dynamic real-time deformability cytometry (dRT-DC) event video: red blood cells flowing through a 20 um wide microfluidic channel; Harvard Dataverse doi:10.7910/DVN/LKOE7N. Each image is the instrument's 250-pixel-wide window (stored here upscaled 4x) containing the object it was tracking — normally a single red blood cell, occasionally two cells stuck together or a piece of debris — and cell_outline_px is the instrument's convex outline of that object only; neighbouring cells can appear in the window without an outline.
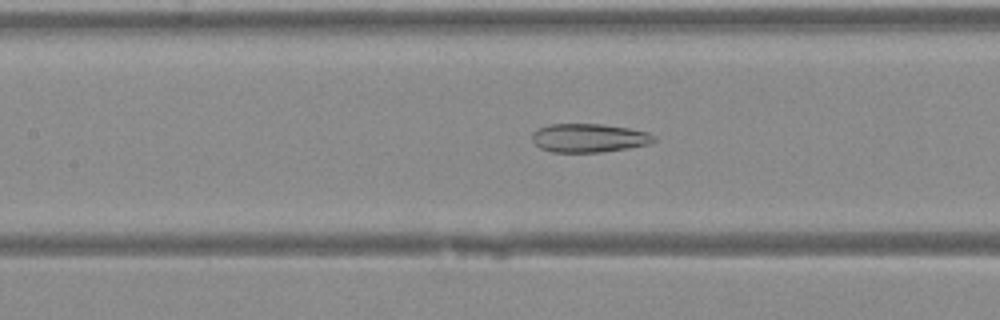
{"species": "Egyptian fruit bat (a non-hibernating species)", "species_latin": "Rousettus aegyptiacus", "temperature_condition": "warm", "stored_images_in_passage": 35, "camera_frame_rate_fps": 3000, "um_per_image_px": 0.085, "animal": {"sex": "female"}, "frame": {"image": 1, "passage_image": 20, "time_ms": 6.333, "image_size_px": [1000, 320], "cell_outline_px": [[656, 140], [648, 144], [628, 148], [600, 152], [552, 152], [540, 148], [532, 140], [532, 132], [548, 124], [600, 124], [628, 128], [648, 132], [656, 136]], "centroid_in_image_um": [50.06, 11.72], "position_along_channel_um": 157.3, "area_um2": 20.29}}
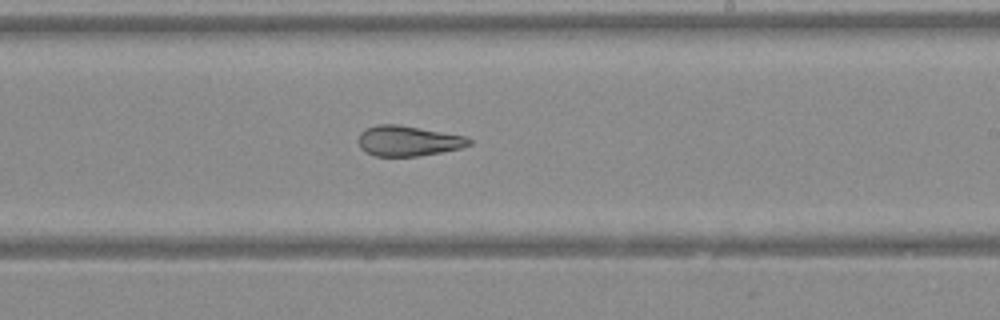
{"frame": {"image": 2, "passage_image": 26, "time_ms": 8.333, "image_size_px": [1000, 320], "cell_outline_px": [[472, 144], [460, 148], [420, 156], [376, 156], [360, 148], [360, 132], [376, 124], [400, 124], [464, 136], [472, 140]], "centroid_in_image_um": [34.71, 11.97], "position_along_channel_um": 254.3, "area_um2": 19.36}}
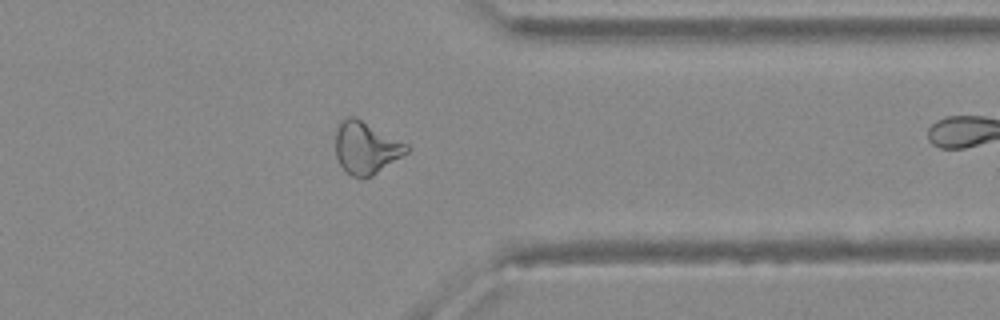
{"frame": {"image": 3, "passage_image": 34, "time_ms": 11.0, "image_size_px": [1000, 320], "cell_outline_px": [[408, 152], [372, 176], [364, 180], [360, 180], [352, 176], [340, 164], [336, 156], [336, 128], [340, 120], [348, 116], [356, 116], [408, 144]], "centroid_in_image_um": [31.1, 12.55], "position_along_channel_um": 380.3, "area_um2": 21.85}}